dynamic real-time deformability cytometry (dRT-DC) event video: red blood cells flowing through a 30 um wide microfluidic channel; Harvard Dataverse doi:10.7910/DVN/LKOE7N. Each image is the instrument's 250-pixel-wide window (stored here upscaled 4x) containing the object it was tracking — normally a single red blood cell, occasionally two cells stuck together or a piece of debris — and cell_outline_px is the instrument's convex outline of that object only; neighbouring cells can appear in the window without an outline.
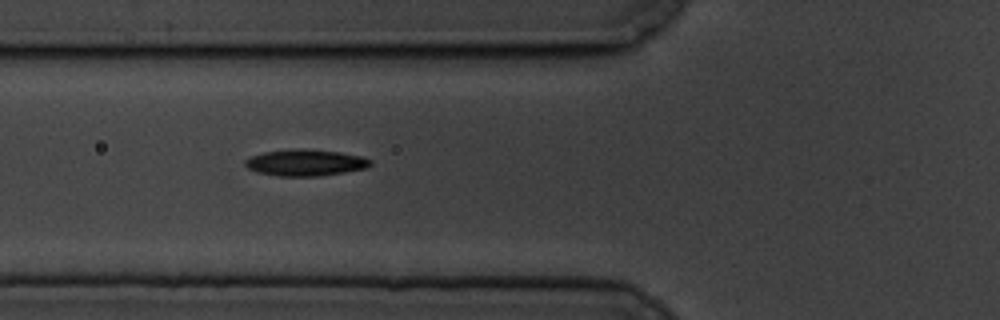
{"species": "common noctule bat (a hibernating species)", "species_latin": "Nyctalus noctula", "temperature_condition": "cold", "stored_images_in_passage": 3, "camera_frame_rate_fps": 3000, "um_per_image_px": 0.085, "animal": {"sex": "male", "body_mass_g": 19.5, "forearm_length_mm": 54.6}, "frame": {"image": 1, "passage_image": 3, "time_ms": 2.333, "image_size_px": [1000, 320], "cell_outline_px": [[372, 164], [368, 168], [344, 172], [316, 176], [280, 176], [256, 172], [248, 168], [244, 164], [244, 160], [252, 156], [264, 152], [292, 148], [308, 148], [340, 152], [360, 156], [372, 160]], "centroid_in_image_um": [25.96, 13.81], "position_along_channel_um": 99.8, "area_um2": 19.48}}